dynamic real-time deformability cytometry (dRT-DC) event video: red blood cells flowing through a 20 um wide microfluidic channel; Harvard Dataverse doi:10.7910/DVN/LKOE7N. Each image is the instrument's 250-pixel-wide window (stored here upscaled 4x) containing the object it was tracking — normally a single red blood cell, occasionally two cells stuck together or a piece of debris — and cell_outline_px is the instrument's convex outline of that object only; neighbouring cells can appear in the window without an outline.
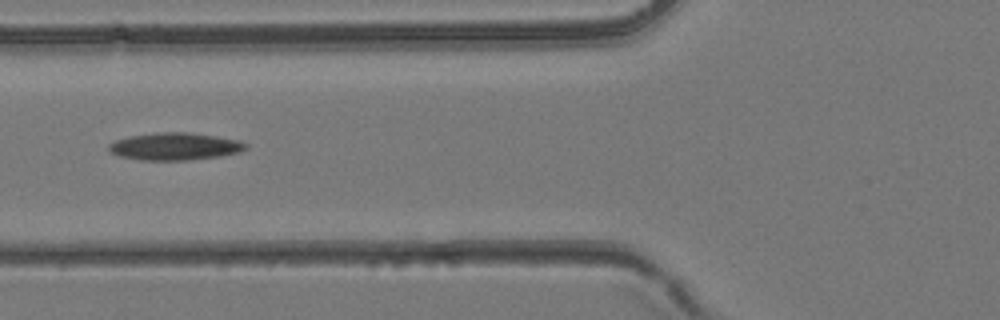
{"species": "common noctule bat (a hibernating species)", "species_latin": "Nyctalus noctula", "temperature_condition": "room temperature", "stored_images_in_passage": 35, "camera_frame_rate_fps": 3000, "um_per_image_px": 0.085, "animal": {"sex": "female", "body_mass_g": 24.6, "forearm_length_mm": 56.2}, "frame": {"image": 1, "passage_image": 9, "time_ms": 2.667, "image_size_px": [1000, 320], "cell_outline_px": [[248, 148], [240, 152], [220, 156], [188, 160], [140, 160], [120, 156], [108, 152], [108, 144], [116, 140], [128, 136], [156, 132], [188, 132], [216, 136], [240, 140], [248, 144]], "centroid_in_image_um": [14.86, 12.44], "position_along_channel_um": 110.9, "area_um2": 22.08}}
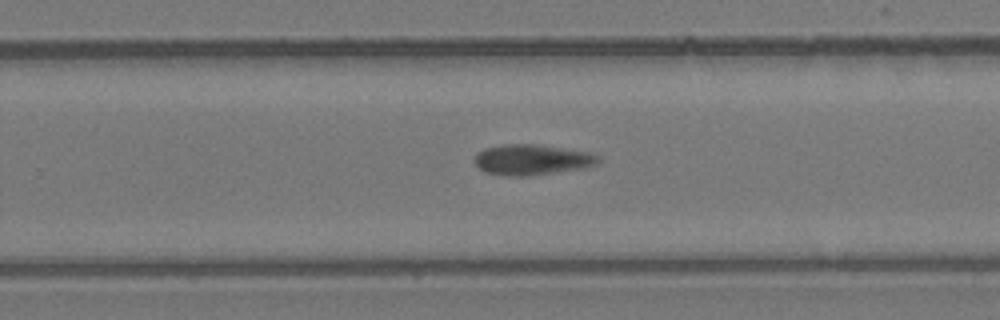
{"frame": {"image": 2, "passage_image": 20, "time_ms": 6.333, "image_size_px": [1000, 320], "cell_outline_px": [[600, 160], [596, 164], [584, 168], [528, 176], [504, 176], [484, 172], [472, 160], [476, 152], [484, 148], [500, 144], [540, 144], [592, 152], [600, 156]], "centroid_in_image_um": [45.2, 13.56], "position_along_channel_um": 284.6, "area_um2": 22.54}}
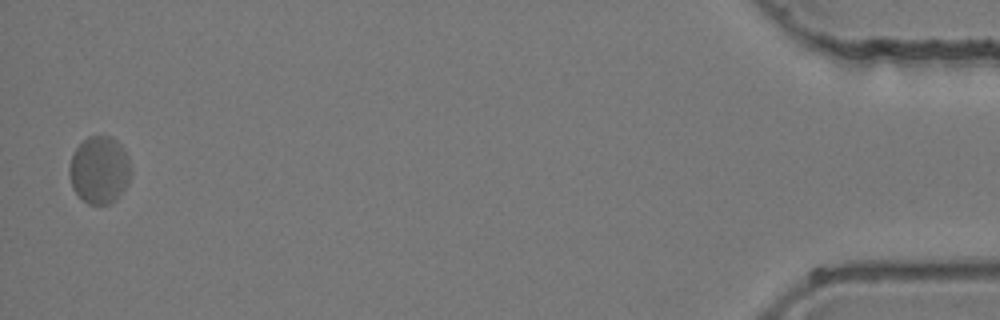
{"frame": {"image": 3, "passage_image": 35, "time_ms": 11.333, "image_size_px": [1000, 320], "cell_outline_px": [[132, 172], [128, 184], [108, 204], [88, 204], [72, 188], [68, 172], [68, 168], [72, 152], [88, 136], [112, 136], [120, 144], [128, 156], [132, 168]], "centroid_in_image_um": [8.44, 14.41], "position_along_channel_um": 426.8, "area_um2": 24.22}}